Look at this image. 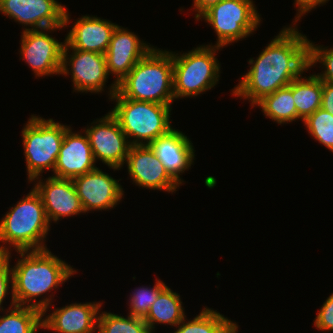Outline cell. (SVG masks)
<instances>
[{
  "mask_svg": "<svg viewBox=\"0 0 333 333\" xmlns=\"http://www.w3.org/2000/svg\"><path fill=\"white\" fill-rule=\"evenodd\" d=\"M314 325L321 331H333V293L326 299L317 313Z\"/></svg>",
  "mask_w": 333,
  "mask_h": 333,
  "instance_id": "31",
  "label": "cell"
},
{
  "mask_svg": "<svg viewBox=\"0 0 333 333\" xmlns=\"http://www.w3.org/2000/svg\"><path fill=\"white\" fill-rule=\"evenodd\" d=\"M293 101L296 106L297 120L304 121L322 104V81L315 75L302 77L291 82Z\"/></svg>",
  "mask_w": 333,
  "mask_h": 333,
  "instance_id": "22",
  "label": "cell"
},
{
  "mask_svg": "<svg viewBox=\"0 0 333 333\" xmlns=\"http://www.w3.org/2000/svg\"><path fill=\"white\" fill-rule=\"evenodd\" d=\"M220 48L211 44L201 45L180 55L171 52L175 99L192 98L217 85L220 77V63L215 55Z\"/></svg>",
  "mask_w": 333,
  "mask_h": 333,
  "instance_id": "6",
  "label": "cell"
},
{
  "mask_svg": "<svg viewBox=\"0 0 333 333\" xmlns=\"http://www.w3.org/2000/svg\"><path fill=\"white\" fill-rule=\"evenodd\" d=\"M221 0H193L194 10L197 12L195 18L198 21L200 17L212 6L218 4Z\"/></svg>",
  "mask_w": 333,
  "mask_h": 333,
  "instance_id": "34",
  "label": "cell"
},
{
  "mask_svg": "<svg viewBox=\"0 0 333 333\" xmlns=\"http://www.w3.org/2000/svg\"><path fill=\"white\" fill-rule=\"evenodd\" d=\"M117 91L127 99L171 105L175 101L171 52L153 47L117 84Z\"/></svg>",
  "mask_w": 333,
  "mask_h": 333,
  "instance_id": "3",
  "label": "cell"
},
{
  "mask_svg": "<svg viewBox=\"0 0 333 333\" xmlns=\"http://www.w3.org/2000/svg\"><path fill=\"white\" fill-rule=\"evenodd\" d=\"M187 136L178 129H171L167 134L159 136L149 146L161 161L169 174L179 183L181 173L191 165L195 157L194 146Z\"/></svg>",
  "mask_w": 333,
  "mask_h": 333,
  "instance_id": "18",
  "label": "cell"
},
{
  "mask_svg": "<svg viewBox=\"0 0 333 333\" xmlns=\"http://www.w3.org/2000/svg\"><path fill=\"white\" fill-rule=\"evenodd\" d=\"M62 28L23 30L20 40L21 58L30 66L36 77L61 73L65 41L59 42L48 33Z\"/></svg>",
  "mask_w": 333,
  "mask_h": 333,
  "instance_id": "10",
  "label": "cell"
},
{
  "mask_svg": "<svg viewBox=\"0 0 333 333\" xmlns=\"http://www.w3.org/2000/svg\"><path fill=\"white\" fill-rule=\"evenodd\" d=\"M96 125H95V124ZM84 131L88 137L95 161L100 160L109 168L120 170L126 162L130 143L116 118L108 112L92 122Z\"/></svg>",
  "mask_w": 333,
  "mask_h": 333,
  "instance_id": "9",
  "label": "cell"
},
{
  "mask_svg": "<svg viewBox=\"0 0 333 333\" xmlns=\"http://www.w3.org/2000/svg\"><path fill=\"white\" fill-rule=\"evenodd\" d=\"M16 252L20 253L22 258L12 267V301H15L16 305L36 308L44 317L53 297L50 294V297L45 296L38 301L36 297L58 288L76 274V270L48 249Z\"/></svg>",
  "mask_w": 333,
  "mask_h": 333,
  "instance_id": "2",
  "label": "cell"
},
{
  "mask_svg": "<svg viewBox=\"0 0 333 333\" xmlns=\"http://www.w3.org/2000/svg\"><path fill=\"white\" fill-rule=\"evenodd\" d=\"M102 303H72L42 317V328L58 333H94Z\"/></svg>",
  "mask_w": 333,
  "mask_h": 333,
  "instance_id": "19",
  "label": "cell"
},
{
  "mask_svg": "<svg viewBox=\"0 0 333 333\" xmlns=\"http://www.w3.org/2000/svg\"><path fill=\"white\" fill-rule=\"evenodd\" d=\"M294 26H285L256 60L248 61L251 67L232 95L248 99L253 107L264 96L288 86L309 69V40Z\"/></svg>",
  "mask_w": 333,
  "mask_h": 333,
  "instance_id": "1",
  "label": "cell"
},
{
  "mask_svg": "<svg viewBox=\"0 0 333 333\" xmlns=\"http://www.w3.org/2000/svg\"><path fill=\"white\" fill-rule=\"evenodd\" d=\"M60 74L71 75L75 92L101 93L109 77L105 54L63 47Z\"/></svg>",
  "mask_w": 333,
  "mask_h": 333,
  "instance_id": "12",
  "label": "cell"
},
{
  "mask_svg": "<svg viewBox=\"0 0 333 333\" xmlns=\"http://www.w3.org/2000/svg\"><path fill=\"white\" fill-rule=\"evenodd\" d=\"M97 333H152L142 318L102 312L97 320Z\"/></svg>",
  "mask_w": 333,
  "mask_h": 333,
  "instance_id": "26",
  "label": "cell"
},
{
  "mask_svg": "<svg viewBox=\"0 0 333 333\" xmlns=\"http://www.w3.org/2000/svg\"><path fill=\"white\" fill-rule=\"evenodd\" d=\"M33 181L36 183L33 188L42 200L49 223L57 222L62 217L85 213L72 179L52 175L44 182L39 177Z\"/></svg>",
  "mask_w": 333,
  "mask_h": 333,
  "instance_id": "16",
  "label": "cell"
},
{
  "mask_svg": "<svg viewBox=\"0 0 333 333\" xmlns=\"http://www.w3.org/2000/svg\"><path fill=\"white\" fill-rule=\"evenodd\" d=\"M259 106L267 118L278 124L297 120L296 106L293 101L291 83L274 93L264 96L255 106Z\"/></svg>",
  "mask_w": 333,
  "mask_h": 333,
  "instance_id": "24",
  "label": "cell"
},
{
  "mask_svg": "<svg viewBox=\"0 0 333 333\" xmlns=\"http://www.w3.org/2000/svg\"><path fill=\"white\" fill-rule=\"evenodd\" d=\"M0 12L26 30L64 27L71 21L67 9L56 0H0Z\"/></svg>",
  "mask_w": 333,
  "mask_h": 333,
  "instance_id": "11",
  "label": "cell"
},
{
  "mask_svg": "<svg viewBox=\"0 0 333 333\" xmlns=\"http://www.w3.org/2000/svg\"><path fill=\"white\" fill-rule=\"evenodd\" d=\"M113 100L116 106L110 113L118 121L130 145H149L173 129L170 125L171 105L127 99L118 91L111 97Z\"/></svg>",
  "mask_w": 333,
  "mask_h": 333,
  "instance_id": "5",
  "label": "cell"
},
{
  "mask_svg": "<svg viewBox=\"0 0 333 333\" xmlns=\"http://www.w3.org/2000/svg\"><path fill=\"white\" fill-rule=\"evenodd\" d=\"M202 18L215 30L216 46L221 48L252 34L261 21L252 0H221Z\"/></svg>",
  "mask_w": 333,
  "mask_h": 333,
  "instance_id": "8",
  "label": "cell"
},
{
  "mask_svg": "<svg viewBox=\"0 0 333 333\" xmlns=\"http://www.w3.org/2000/svg\"><path fill=\"white\" fill-rule=\"evenodd\" d=\"M11 252L8 254H0V311H3V301L8 295L9 287L13 292L12 268L10 267ZM10 284V285H9Z\"/></svg>",
  "mask_w": 333,
  "mask_h": 333,
  "instance_id": "30",
  "label": "cell"
},
{
  "mask_svg": "<svg viewBox=\"0 0 333 333\" xmlns=\"http://www.w3.org/2000/svg\"><path fill=\"white\" fill-rule=\"evenodd\" d=\"M295 1V5H297L296 7L297 9V15L295 16V21L293 22H297L298 20H300L302 15H306V13H308L309 11H311L312 9L316 8L317 6H320L321 4H326L327 1L329 0H294Z\"/></svg>",
  "mask_w": 333,
  "mask_h": 333,
  "instance_id": "32",
  "label": "cell"
},
{
  "mask_svg": "<svg viewBox=\"0 0 333 333\" xmlns=\"http://www.w3.org/2000/svg\"><path fill=\"white\" fill-rule=\"evenodd\" d=\"M321 108L333 115V84L322 82V104Z\"/></svg>",
  "mask_w": 333,
  "mask_h": 333,
  "instance_id": "33",
  "label": "cell"
},
{
  "mask_svg": "<svg viewBox=\"0 0 333 333\" xmlns=\"http://www.w3.org/2000/svg\"><path fill=\"white\" fill-rule=\"evenodd\" d=\"M67 125L55 122L52 118L31 115L22 129L24 156L28 181L42 176L45 169H53L59 155Z\"/></svg>",
  "mask_w": 333,
  "mask_h": 333,
  "instance_id": "7",
  "label": "cell"
},
{
  "mask_svg": "<svg viewBox=\"0 0 333 333\" xmlns=\"http://www.w3.org/2000/svg\"><path fill=\"white\" fill-rule=\"evenodd\" d=\"M238 325L234 323L225 333H237Z\"/></svg>",
  "mask_w": 333,
  "mask_h": 333,
  "instance_id": "35",
  "label": "cell"
},
{
  "mask_svg": "<svg viewBox=\"0 0 333 333\" xmlns=\"http://www.w3.org/2000/svg\"><path fill=\"white\" fill-rule=\"evenodd\" d=\"M10 208L0 221V254L10 253L11 246L16 251L48 249L44 242L50 223L35 189Z\"/></svg>",
  "mask_w": 333,
  "mask_h": 333,
  "instance_id": "4",
  "label": "cell"
},
{
  "mask_svg": "<svg viewBox=\"0 0 333 333\" xmlns=\"http://www.w3.org/2000/svg\"><path fill=\"white\" fill-rule=\"evenodd\" d=\"M10 304L6 314L0 316V333H36L42 329L40 310L16 305L12 300Z\"/></svg>",
  "mask_w": 333,
  "mask_h": 333,
  "instance_id": "23",
  "label": "cell"
},
{
  "mask_svg": "<svg viewBox=\"0 0 333 333\" xmlns=\"http://www.w3.org/2000/svg\"><path fill=\"white\" fill-rule=\"evenodd\" d=\"M166 284L156 279L153 288L140 287L134 290L129 298V315L144 319L159 294L166 288Z\"/></svg>",
  "mask_w": 333,
  "mask_h": 333,
  "instance_id": "28",
  "label": "cell"
},
{
  "mask_svg": "<svg viewBox=\"0 0 333 333\" xmlns=\"http://www.w3.org/2000/svg\"><path fill=\"white\" fill-rule=\"evenodd\" d=\"M309 68L314 67L316 63H321L324 71L315 74L322 82L333 84V48L317 46L309 40Z\"/></svg>",
  "mask_w": 333,
  "mask_h": 333,
  "instance_id": "29",
  "label": "cell"
},
{
  "mask_svg": "<svg viewBox=\"0 0 333 333\" xmlns=\"http://www.w3.org/2000/svg\"><path fill=\"white\" fill-rule=\"evenodd\" d=\"M79 196L83 211L111 209L120 203L124 191L109 174L96 168L72 179Z\"/></svg>",
  "mask_w": 333,
  "mask_h": 333,
  "instance_id": "15",
  "label": "cell"
},
{
  "mask_svg": "<svg viewBox=\"0 0 333 333\" xmlns=\"http://www.w3.org/2000/svg\"><path fill=\"white\" fill-rule=\"evenodd\" d=\"M154 46L141 41L136 34L119 25L114 29L105 53L108 74L116 76L111 84L109 98L117 92V84Z\"/></svg>",
  "mask_w": 333,
  "mask_h": 333,
  "instance_id": "13",
  "label": "cell"
},
{
  "mask_svg": "<svg viewBox=\"0 0 333 333\" xmlns=\"http://www.w3.org/2000/svg\"><path fill=\"white\" fill-rule=\"evenodd\" d=\"M184 312L180 295L167 286L159 294L143 320L150 331L154 332L157 323L177 326L186 317Z\"/></svg>",
  "mask_w": 333,
  "mask_h": 333,
  "instance_id": "21",
  "label": "cell"
},
{
  "mask_svg": "<svg viewBox=\"0 0 333 333\" xmlns=\"http://www.w3.org/2000/svg\"><path fill=\"white\" fill-rule=\"evenodd\" d=\"M117 25L97 16H82L65 37L64 47L105 54Z\"/></svg>",
  "mask_w": 333,
  "mask_h": 333,
  "instance_id": "20",
  "label": "cell"
},
{
  "mask_svg": "<svg viewBox=\"0 0 333 333\" xmlns=\"http://www.w3.org/2000/svg\"><path fill=\"white\" fill-rule=\"evenodd\" d=\"M125 163L133 183L139 187L173 193L180 186L149 145H131Z\"/></svg>",
  "mask_w": 333,
  "mask_h": 333,
  "instance_id": "14",
  "label": "cell"
},
{
  "mask_svg": "<svg viewBox=\"0 0 333 333\" xmlns=\"http://www.w3.org/2000/svg\"><path fill=\"white\" fill-rule=\"evenodd\" d=\"M79 133H73L70 127L66 130L54 167V177L73 179L97 168L86 133L84 136Z\"/></svg>",
  "mask_w": 333,
  "mask_h": 333,
  "instance_id": "17",
  "label": "cell"
},
{
  "mask_svg": "<svg viewBox=\"0 0 333 333\" xmlns=\"http://www.w3.org/2000/svg\"><path fill=\"white\" fill-rule=\"evenodd\" d=\"M303 122L309 134L333 152V115L320 107Z\"/></svg>",
  "mask_w": 333,
  "mask_h": 333,
  "instance_id": "27",
  "label": "cell"
},
{
  "mask_svg": "<svg viewBox=\"0 0 333 333\" xmlns=\"http://www.w3.org/2000/svg\"><path fill=\"white\" fill-rule=\"evenodd\" d=\"M216 311L204 307L191 321L187 322L185 317L174 333H225L234 322Z\"/></svg>",
  "mask_w": 333,
  "mask_h": 333,
  "instance_id": "25",
  "label": "cell"
}]
</instances>
